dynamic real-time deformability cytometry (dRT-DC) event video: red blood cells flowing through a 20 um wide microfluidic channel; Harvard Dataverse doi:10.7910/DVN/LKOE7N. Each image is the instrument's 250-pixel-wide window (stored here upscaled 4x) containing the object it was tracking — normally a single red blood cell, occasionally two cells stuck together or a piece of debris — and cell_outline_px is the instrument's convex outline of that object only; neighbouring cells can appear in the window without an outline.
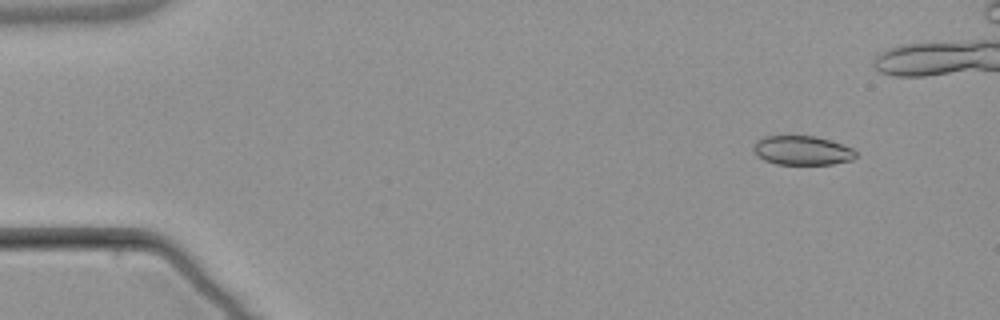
{"species": "common noctule bat (a hibernating species)", "species_latin": "Nyctalus noctula", "temperature_condition": "warm", "stored_images_in_passage": 6, "camera_frame_rate_fps": 3000, "um_per_image_px": 0.085, "animal": {"sex": "male", "body_mass_g": 21.5, "forearm_length_mm": 52.0}, "frame": {"image": 1, "passage_image": 2, "time_ms": 1.333, "image_size_px": [1000, 320], "cell_outline_px": [[856, 156], [852, 160], [832, 164], [776, 164], [764, 160], [752, 148], [752, 144], [756, 140], [764, 136], [816, 136], [852, 148], [856, 152]], "centroid_in_image_um": [68.16, 12.78], "position_along_channel_um": 16.8, "area_um2": 17.28}}